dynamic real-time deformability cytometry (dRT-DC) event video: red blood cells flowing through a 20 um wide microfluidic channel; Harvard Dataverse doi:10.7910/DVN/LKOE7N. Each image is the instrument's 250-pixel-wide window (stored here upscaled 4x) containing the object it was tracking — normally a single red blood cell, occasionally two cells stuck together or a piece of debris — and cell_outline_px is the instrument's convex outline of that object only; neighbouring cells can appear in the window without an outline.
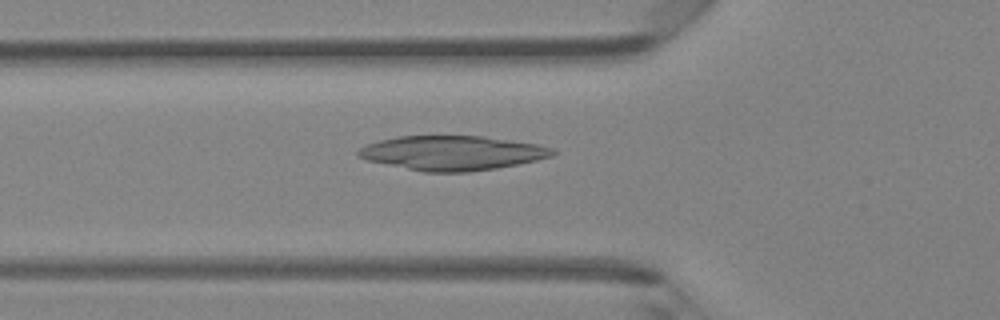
{"species": "Egyptian fruit bat (a non-hibernating species)", "species_latin": "Rousettus aegyptiacus", "temperature_condition": "room temperature", "stored_images_in_passage": 40, "camera_frame_rate_fps": 3000, "um_per_image_px": 0.085, "animal": {"sex": "female"}, "frame": {"image": 1, "passage_image": 10, "time_ms": 3.0, "image_size_px": [1000, 320], "cell_outline_px": [[560, 152], [552, 156], [536, 160], [496, 168], [468, 172], [424, 172], [368, 160], [360, 156], [356, 152], [360, 148], [368, 144], [380, 140], [400, 136], [484, 136], [536, 144], [552, 148]], "centroid_in_image_um": [38.48, 13.0], "position_along_channel_um": 87.3, "area_um2": 38.67}}
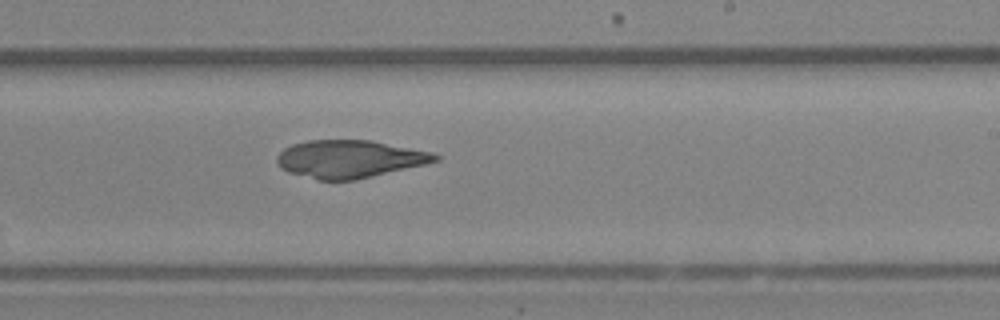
{"frame": {"image": 2, "passage_image": 22, "time_ms": 7.0, "image_size_px": [1000, 320], "cell_outline_px": [[440, 160], [424, 164], [356, 180], [316, 180], [288, 172], [280, 168], [276, 160], [276, 156], [284, 148], [292, 144], [308, 140], [372, 140], [432, 152], [440, 156]], "centroid_in_image_um": [29.68, 13.51], "position_along_channel_um": 259.3, "area_um2": 34.85}}
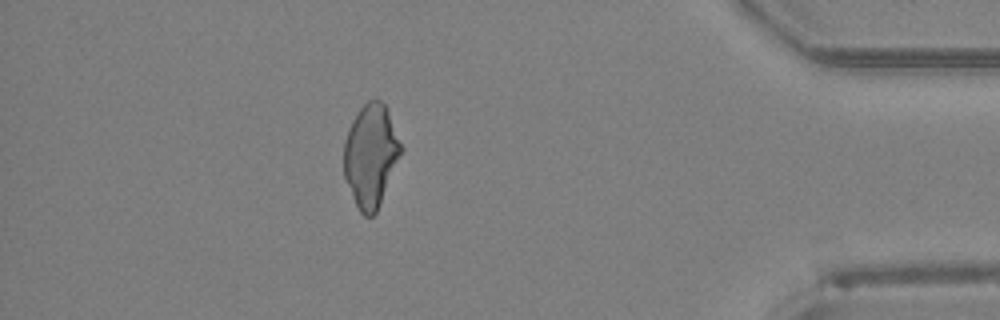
{"frame": {"image": 3, "passage_image": 35, "time_ms": 11.333, "image_size_px": [1000, 320], "cell_outline_px": [[404, 148], [380, 204], [376, 212], [372, 216], [364, 216], [360, 212], [356, 204], [344, 176], [344, 140], [348, 128], [356, 112], [368, 100], [376, 96], [388, 108]], "centroid_in_image_um": [31.54, 13.16], "position_along_channel_um": 403.7, "area_um2": 34.56}}